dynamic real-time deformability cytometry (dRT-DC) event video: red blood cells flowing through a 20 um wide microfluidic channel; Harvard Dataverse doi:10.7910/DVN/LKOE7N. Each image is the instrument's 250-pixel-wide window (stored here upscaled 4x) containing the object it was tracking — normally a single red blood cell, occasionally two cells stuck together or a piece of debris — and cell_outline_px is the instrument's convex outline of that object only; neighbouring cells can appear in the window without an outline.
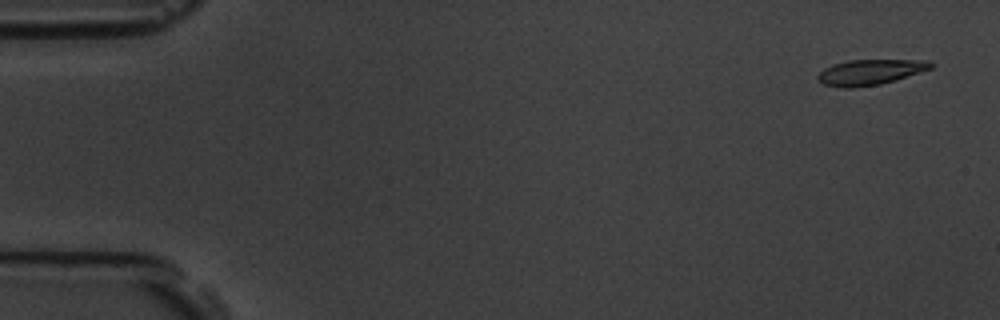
{"species": "common noctule bat (a hibernating species)", "species_latin": "Nyctalus noctula", "temperature_condition": "room temperature", "stored_images_in_passage": 3, "camera_frame_rate_fps": 3000, "um_per_image_px": 0.085, "animal": {"sex": "male", "body_mass_g": 19.5, "forearm_length_mm": 54.6}, "frame": {"image": 1, "passage_image": 1, "time_ms": 0.0, "image_size_px": [1000, 320], "cell_outline_px": [[932, 68], [896, 80], [880, 84], [852, 88], [844, 88], [824, 84], [816, 76], [824, 68], [832, 64], [848, 60], [928, 60], [932, 64]], "centroid_in_image_um": [73.95, 6.13], "position_along_channel_um": 11.1, "area_um2": 16.65}}